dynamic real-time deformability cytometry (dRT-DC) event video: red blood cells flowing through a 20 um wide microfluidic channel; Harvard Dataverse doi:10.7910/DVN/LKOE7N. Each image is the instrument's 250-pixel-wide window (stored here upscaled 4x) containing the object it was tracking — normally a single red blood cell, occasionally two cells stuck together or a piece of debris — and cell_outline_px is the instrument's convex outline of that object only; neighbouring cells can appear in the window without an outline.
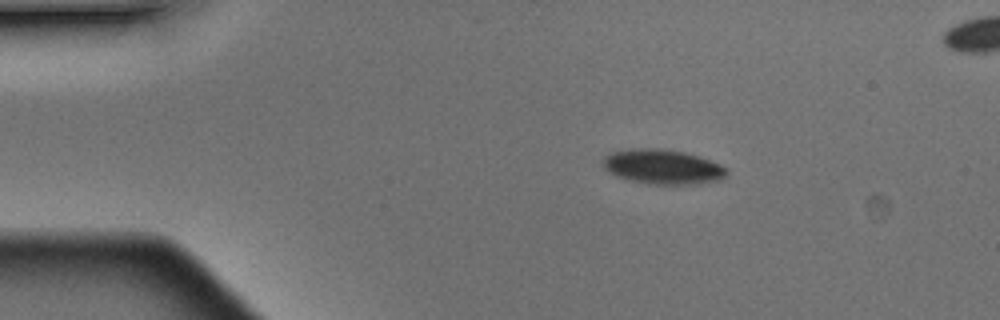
{"species": "Egyptian fruit bat (a non-hibernating species)", "species_latin": "Rousettus aegyptiacus", "temperature_condition": "warm", "stored_images_in_passage": 2, "camera_frame_rate_fps": 3000, "um_per_image_px": 0.085, "animal": {"sex": "male"}, "frame": {"image": 1, "passage_image": 1, "time_ms": 0.0, "image_size_px": [1000, 320], "cell_outline_px": [[728, 172], [720, 180], [700, 184], [648, 184], [628, 180], [616, 176], [604, 168], [604, 156], [612, 152], [628, 148], [660, 148], [684, 152], [700, 156], [720, 164]], "centroid_in_image_um": [56.32, 14.17], "position_along_channel_um": 28.7, "area_um2": 25.14}}